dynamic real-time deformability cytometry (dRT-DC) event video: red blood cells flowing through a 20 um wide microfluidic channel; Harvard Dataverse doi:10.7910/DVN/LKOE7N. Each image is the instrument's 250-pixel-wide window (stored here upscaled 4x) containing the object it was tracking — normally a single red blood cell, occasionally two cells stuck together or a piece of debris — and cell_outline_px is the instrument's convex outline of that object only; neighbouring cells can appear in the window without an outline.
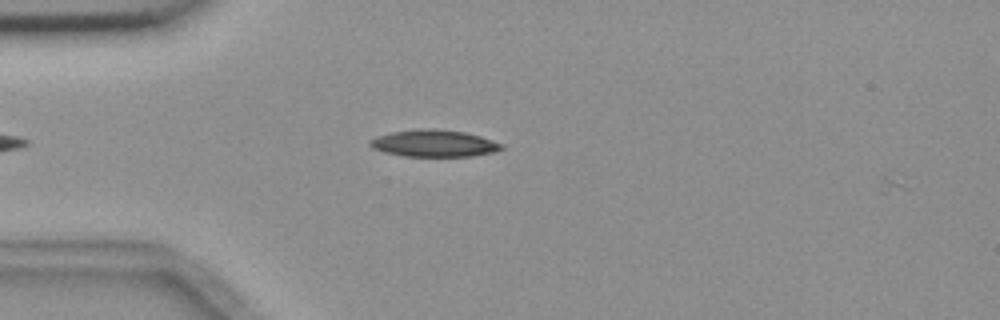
{"species": "common noctule bat (a hibernating species)", "species_latin": "Nyctalus noctula", "temperature_condition": "room temperature", "stored_images_in_passage": 6, "camera_frame_rate_fps": 3000, "um_per_image_px": 0.085, "animal": {"sex": "female", "body_mass_g": 18.4}, "frame": {"image": 1, "passage_image": 5, "time_ms": 4.667, "image_size_px": [1000, 320], "cell_outline_px": [[504, 148], [496, 152], [472, 156], [404, 156], [384, 152], [372, 148], [368, 144], [368, 140], [376, 136], [392, 132], [432, 128], [464, 132], [480, 136], [504, 144]], "centroid_in_image_um": [36.9, 12.19], "position_along_channel_um": 48.1, "area_um2": 20.63}}